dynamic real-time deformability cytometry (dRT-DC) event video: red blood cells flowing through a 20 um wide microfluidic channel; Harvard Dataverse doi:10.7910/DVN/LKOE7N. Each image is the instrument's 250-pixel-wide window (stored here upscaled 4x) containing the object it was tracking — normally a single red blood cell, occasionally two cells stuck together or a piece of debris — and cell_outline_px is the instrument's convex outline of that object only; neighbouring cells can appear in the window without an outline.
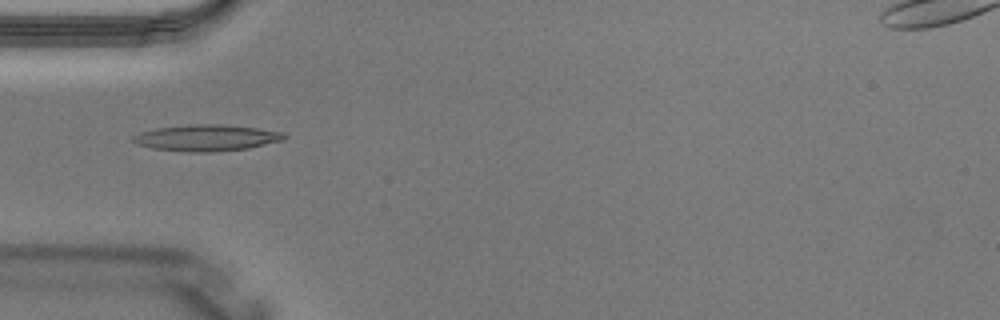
{"species": "Egyptian fruit bat (a non-hibernating species)", "species_latin": "Rousettus aegyptiacus", "temperature_condition": "warm", "stored_images_in_passage": 2, "camera_frame_rate_fps": 3000, "um_per_image_px": 0.085, "animal": {"sex": "male"}, "frame": {"image": 1, "passage_image": 2, "time_ms": 0.333, "image_size_px": [1000, 320], "cell_outline_px": [[288, 136], [284, 140], [248, 148], [212, 152], [188, 152], [152, 148], [136, 144], [132, 140], [132, 136], [140, 132], [156, 128], [188, 124], [220, 124], [256, 128], [284, 132]], "centroid_in_image_um": [17.55, 11.71], "position_along_channel_um": 67.5, "area_um2": 23.29}}